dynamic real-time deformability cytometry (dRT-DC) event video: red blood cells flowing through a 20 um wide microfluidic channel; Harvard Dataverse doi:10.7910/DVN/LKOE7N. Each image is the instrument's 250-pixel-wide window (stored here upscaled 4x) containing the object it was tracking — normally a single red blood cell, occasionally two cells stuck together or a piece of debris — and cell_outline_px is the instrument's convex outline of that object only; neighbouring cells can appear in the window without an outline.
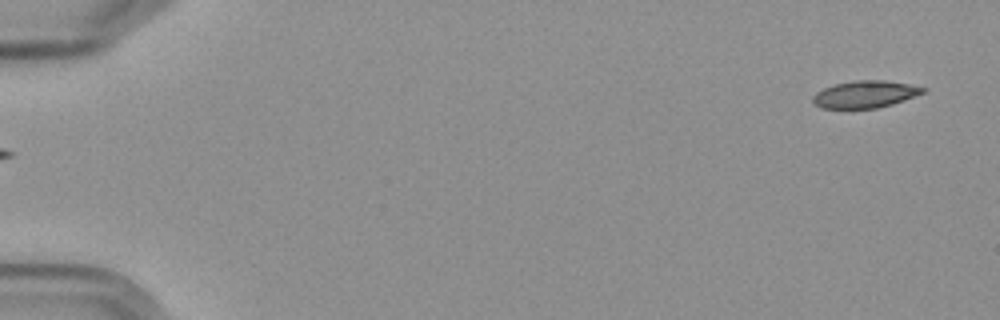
{"species": "Egyptian fruit bat (a non-hibernating species)", "species_latin": "Rousettus aegyptiacus", "temperature_condition": "cold", "stored_images_in_passage": 2, "segment_of_instrument_passage": [2, 2], "camera_frame_rate_fps": 3000, "um_per_image_px": 0.085, "frame": {"image": 1, "passage_image": 2, "time_ms": 1.333, "image_size_px": [1000, 320], "cell_outline_px": [[928, 88], [924, 92], [904, 100], [892, 104], [876, 108], [820, 108], [812, 100], [812, 96], [816, 92], [832, 84], [852, 80], [884, 80], [908, 84]], "centroid_in_image_um": [73.51, 8.0], "position_along_channel_um": 11.5, "area_um2": 17.4}}